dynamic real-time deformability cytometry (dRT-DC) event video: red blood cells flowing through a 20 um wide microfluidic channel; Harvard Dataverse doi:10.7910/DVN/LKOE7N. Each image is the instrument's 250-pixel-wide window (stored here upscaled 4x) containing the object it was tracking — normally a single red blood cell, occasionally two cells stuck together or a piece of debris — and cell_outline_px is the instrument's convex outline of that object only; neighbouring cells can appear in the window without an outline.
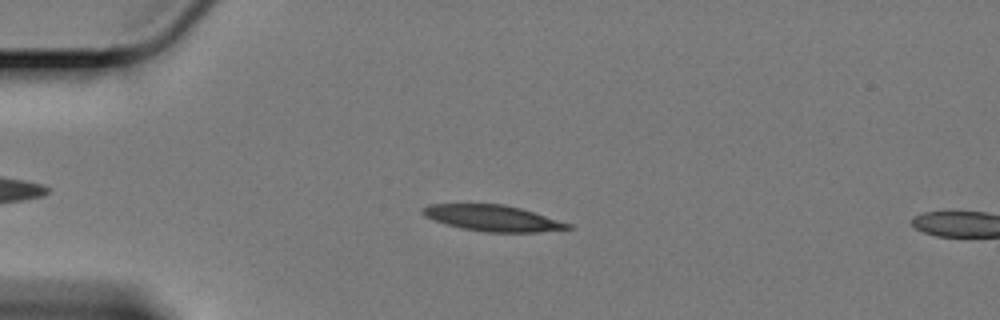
{"species": "Egyptian fruit bat (a non-hibernating species)", "species_latin": "Rousettus aegyptiacus", "temperature_condition": "cold", "stored_images_in_passage": 58, "camera_frame_rate_fps": 3000, "um_per_image_px": 0.085, "animal": {"sex": "female"}, "frame": {"image": 1, "passage_image": 13, "time_ms": 4.0, "image_size_px": [1000, 320], "cell_outline_px": [[576, 228], [536, 232], [484, 232], [444, 224], [424, 216], [420, 212], [420, 208], [428, 204], [504, 204], [520, 208], [572, 224]], "centroid_in_image_um": [41.85, 18.54], "position_along_channel_um": 43.1, "area_um2": 22.08}}
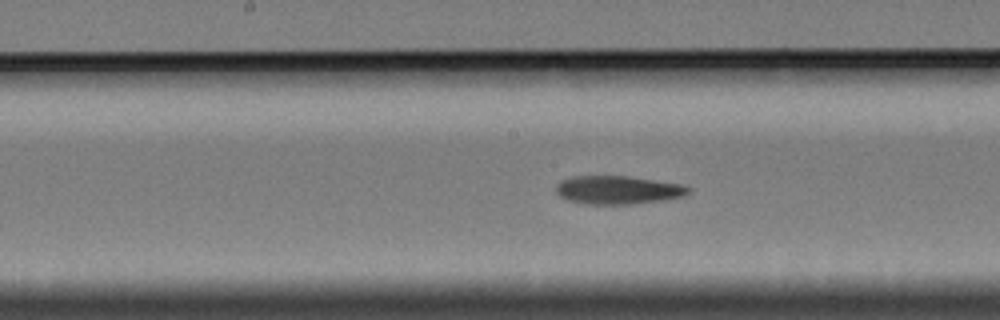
{"frame": {"image": 2, "passage_image": 29, "time_ms": 9.333, "image_size_px": [1000, 320], "cell_outline_px": [[692, 188], [684, 196], [664, 200], [632, 204], [584, 204], [568, 200], [560, 196], [556, 192], [556, 184], [560, 180], [572, 176], [624, 176], [680, 184]], "centroid_in_image_um": [52.48, 16.15], "position_along_channel_um": 195.7, "area_um2": 21.79}}
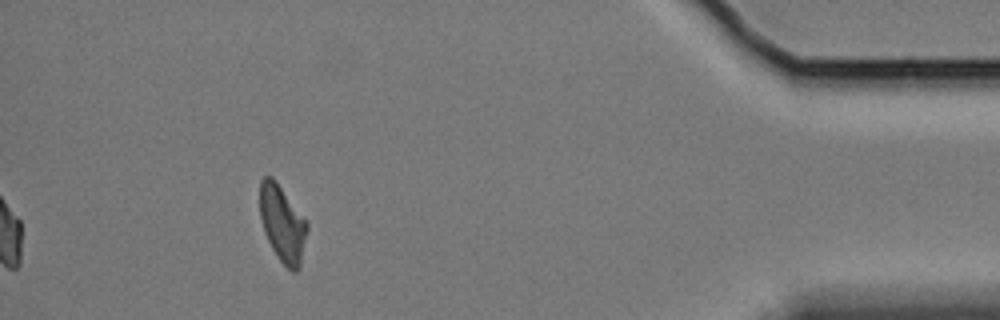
{"frame": {"image": 3, "passage_image": 53, "time_ms": 17.333, "image_size_px": [1000, 320], "cell_outline_px": [[308, 228], [300, 268], [296, 272], [292, 272], [280, 260], [272, 248], [264, 232], [260, 216], [260, 180], [264, 176], [272, 176], [276, 180], [308, 224]], "centroid_in_image_um": [24.0, 19.01], "position_along_channel_um": 411.2, "area_um2": 20.92}, "authors_computed_cell_mechanics": {"area_um2": 21.7906, "velocity_mm_per_s": 3.3333, "shape_relaxation_time_tau1_ms": 8.9007, "shape_relaxation_time_tau2_ms": 7.6418, "deformation_change_tau1": 0.2138, "deformation_change_tau2": 0.169}}